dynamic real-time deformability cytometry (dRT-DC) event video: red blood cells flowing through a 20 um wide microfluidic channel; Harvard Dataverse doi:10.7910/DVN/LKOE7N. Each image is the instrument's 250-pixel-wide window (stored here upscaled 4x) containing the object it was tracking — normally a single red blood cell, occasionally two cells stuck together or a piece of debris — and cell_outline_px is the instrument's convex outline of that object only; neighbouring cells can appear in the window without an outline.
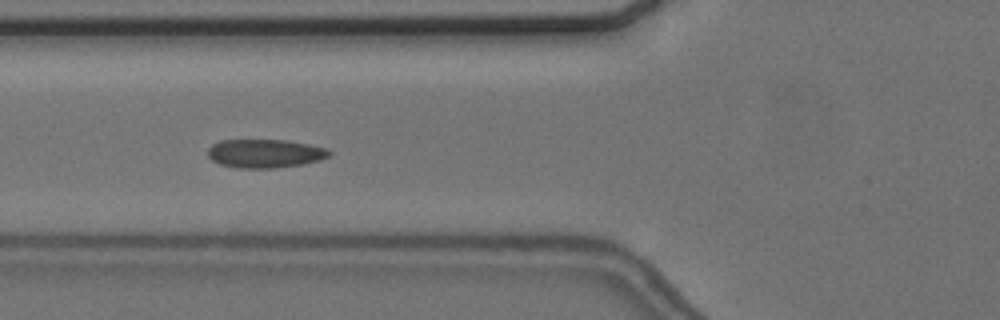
{"species": "common noctule bat (a hibernating species)", "species_latin": "Nyctalus noctula", "temperature_condition": "cold", "stored_images_in_passage": 43, "camera_frame_rate_fps": 3000, "um_per_image_px": 0.085, "animal": {"sex": "female", "body_mass_g": 24.6, "forearm_length_mm": 56.2}, "frame": {"image": 1, "passage_image": 13, "time_ms": 4.0, "image_size_px": [1000, 320], "cell_outline_px": [[332, 152], [328, 156], [320, 160], [300, 164], [276, 168], [240, 168], [220, 164], [212, 160], [208, 156], [208, 148], [212, 144], [220, 140], [288, 140], [328, 148]], "centroid_in_image_um": [22.52, 13.04], "position_along_channel_um": 103.3, "area_um2": 20.23}}
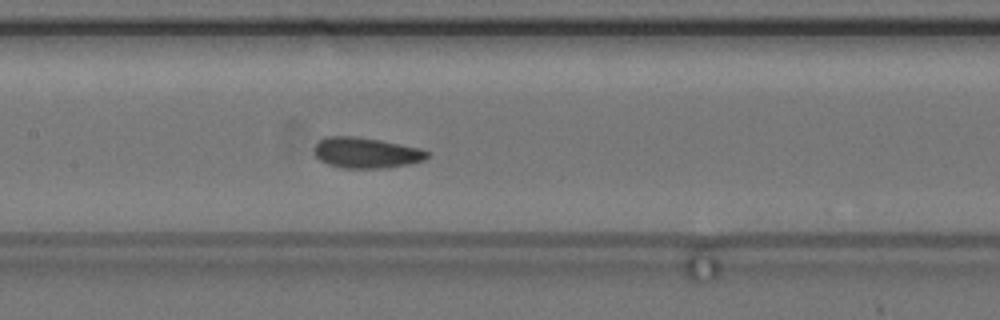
{"frame": {"image": 2, "passage_image": 19, "time_ms": 6.0, "image_size_px": [1000, 320], "cell_outline_px": [[428, 156], [424, 160], [408, 164], [388, 168], [340, 168], [328, 164], [320, 160], [316, 156], [316, 144], [324, 136], [356, 136], [380, 140], [420, 148], [428, 152]], "centroid_in_image_um": [31.12, 12.99], "position_along_channel_um": 176.3, "area_um2": 20.11}, "authors_computed_cell_mechanics": {"area_um2": 20.1722, "velocity_mm_per_s": 3.6234, "shape_relaxation_time_tau1_ms": 4.1368, "shape_relaxation_time_tau2_ms": 1.2121, "deformation_change_tau1": 0.0914, "deformation_change_tau2": 0.0604}}